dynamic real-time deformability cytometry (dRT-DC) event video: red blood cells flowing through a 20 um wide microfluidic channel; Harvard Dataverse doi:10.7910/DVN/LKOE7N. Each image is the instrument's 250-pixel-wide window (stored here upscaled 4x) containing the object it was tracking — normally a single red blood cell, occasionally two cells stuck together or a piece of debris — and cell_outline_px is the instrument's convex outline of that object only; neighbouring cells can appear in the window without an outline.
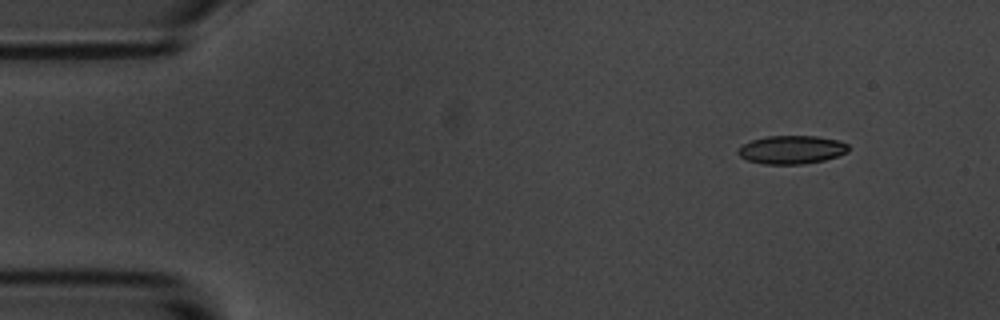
{"species": "common noctule bat (a hibernating species)", "species_latin": "Nyctalus noctula", "temperature_condition": "room temperature", "stored_images_in_passage": 4, "camera_frame_rate_fps": 3000, "um_per_image_px": 0.085, "animal": {"sex": "male", "body_mass_g": 20.1, "forearm_length_mm": 53.5}, "frame": {"image": 1, "passage_image": 1, "time_ms": 0.0, "image_size_px": [1000, 320], "cell_outline_px": [[848, 152], [824, 160], [804, 164], [764, 164], [748, 160], [740, 156], [736, 152], [744, 144], [752, 140], [768, 136], [816, 136], [840, 140], [848, 144]], "centroid_in_image_um": [67.31, 12.72], "position_along_channel_um": 17.7, "area_um2": 18.15}}